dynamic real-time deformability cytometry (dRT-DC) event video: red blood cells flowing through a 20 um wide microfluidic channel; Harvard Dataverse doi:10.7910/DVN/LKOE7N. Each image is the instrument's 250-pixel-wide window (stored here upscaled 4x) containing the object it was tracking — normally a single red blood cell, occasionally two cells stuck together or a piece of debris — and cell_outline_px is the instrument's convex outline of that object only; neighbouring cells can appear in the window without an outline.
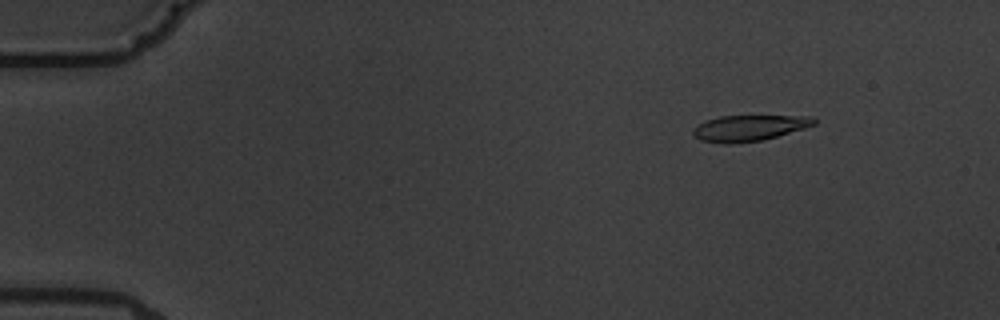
{"species": "common noctule bat (a hibernating species)", "species_latin": "Nyctalus noctula", "temperature_condition": "warm", "stored_images_in_passage": 7, "camera_frame_rate_fps": 3000, "um_per_image_px": 0.085, "animal": {"sex": "male", "body_mass_g": 19.5, "forearm_length_mm": 54.6}, "frame": {"image": 1, "passage_image": 2, "time_ms": 1.0, "image_size_px": [1000, 320], "cell_outline_px": [[816, 124], [804, 128], [764, 140], [728, 144], [700, 140], [692, 136], [692, 128], [696, 124], [704, 120], [720, 116], [812, 116], [816, 120]], "centroid_in_image_um": [63.61, 10.88], "position_along_channel_um": 21.4, "area_um2": 18.44}}
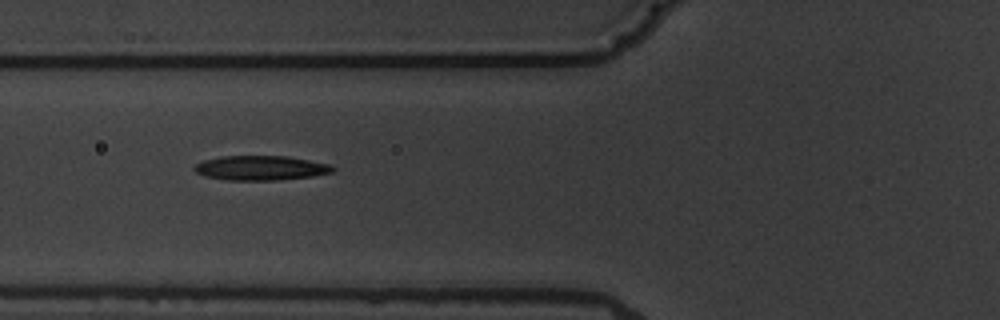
{"frame": {"image": 2, "passage_image": 6, "time_ms": 6.0, "image_size_px": [1000, 320], "cell_outline_px": [[336, 168], [332, 172], [312, 176], [276, 180], [228, 180], [204, 176], [196, 172], [192, 168], [196, 164], [204, 160], [220, 156], [288, 156], [332, 164]], "centroid_in_image_um": [22.17, 14.27], "position_along_channel_um": 103.6, "area_um2": 19.88}}
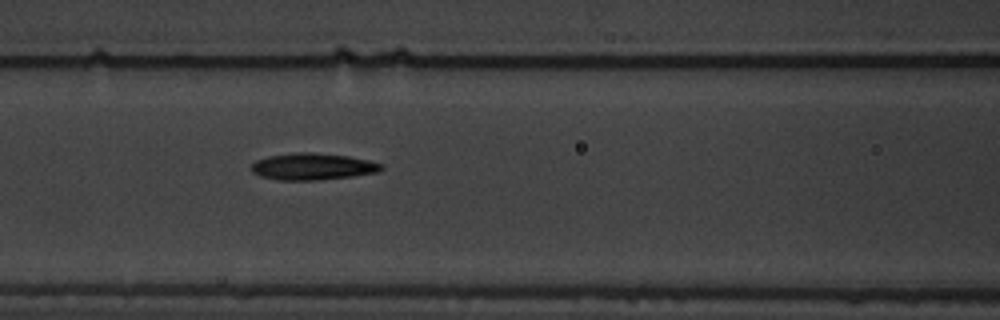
{"frame": {"image": 3, "passage_image": 7, "time_ms": 7.0, "image_size_px": [1000, 320], "cell_outline_px": [[384, 168], [376, 172], [352, 176], [320, 180], [276, 180], [260, 176], [252, 172], [252, 164], [256, 160], [268, 156], [296, 152], [312, 152], [348, 156], [368, 160], [384, 164]], "centroid_in_image_um": [26.57, 14.15], "position_along_channel_um": 140.0, "area_um2": 20.29}}